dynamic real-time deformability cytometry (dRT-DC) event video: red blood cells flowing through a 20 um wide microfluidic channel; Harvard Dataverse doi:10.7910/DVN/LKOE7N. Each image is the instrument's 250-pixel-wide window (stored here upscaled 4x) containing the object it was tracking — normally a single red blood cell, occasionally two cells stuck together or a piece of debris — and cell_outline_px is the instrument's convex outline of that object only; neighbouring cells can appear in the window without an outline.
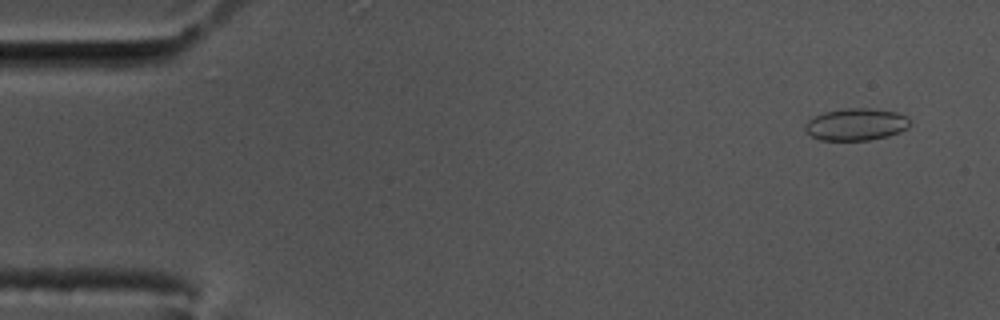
{"species": "common noctule bat (a hibernating species)", "species_latin": "Nyctalus noctula", "temperature_condition": "cold", "stored_images_in_passage": 11, "camera_frame_rate_fps": 3000, "um_per_image_px": 0.085, "animal": {"sex": "male", "body_mass_g": 17.5, "forearm_length_mm": 52.3}, "frame": {"image": 1, "passage_image": 4, "time_ms": 1.0, "image_size_px": [1000, 320], "cell_outline_px": [[912, 124], [908, 128], [900, 132], [888, 136], [868, 140], [820, 140], [812, 136], [804, 128], [804, 124], [808, 120], [824, 112], [844, 108], [876, 108], [896, 112], [908, 116]], "centroid_in_image_um": [72.82, 10.56], "position_along_channel_um": 12.2, "area_um2": 19.83}}